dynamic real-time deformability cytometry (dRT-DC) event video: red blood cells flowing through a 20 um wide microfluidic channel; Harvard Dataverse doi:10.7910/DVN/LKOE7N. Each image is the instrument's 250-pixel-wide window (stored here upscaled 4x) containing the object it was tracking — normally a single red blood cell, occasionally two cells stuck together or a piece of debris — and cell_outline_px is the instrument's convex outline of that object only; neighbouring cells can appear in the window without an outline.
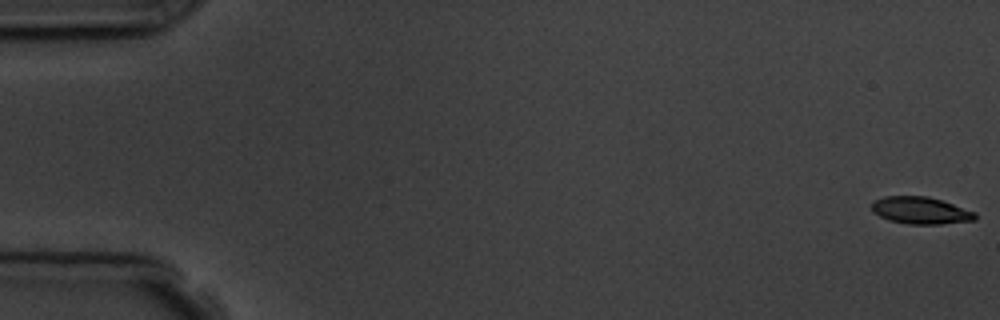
{"species": "common noctule bat (a hibernating species)", "species_latin": "Nyctalus noctula", "temperature_condition": "room temperature", "stored_images_in_passage": 8, "camera_frame_rate_fps": 3000, "um_per_image_px": 0.085, "animal": {"sex": "male", "body_mass_g": 19.5, "forearm_length_mm": 54.6}, "frame": {"image": 1, "passage_image": 1, "time_ms": 0.0, "image_size_px": [1000, 320], "cell_outline_px": [[976, 220], [940, 224], [908, 224], [888, 220], [872, 212], [872, 200], [884, 196], [928, 196], [976, 212]], "centroid_in_image_um": [78.22, 17.89], "position_along_channel_um": 6.8, "area_um2": 16.36}}